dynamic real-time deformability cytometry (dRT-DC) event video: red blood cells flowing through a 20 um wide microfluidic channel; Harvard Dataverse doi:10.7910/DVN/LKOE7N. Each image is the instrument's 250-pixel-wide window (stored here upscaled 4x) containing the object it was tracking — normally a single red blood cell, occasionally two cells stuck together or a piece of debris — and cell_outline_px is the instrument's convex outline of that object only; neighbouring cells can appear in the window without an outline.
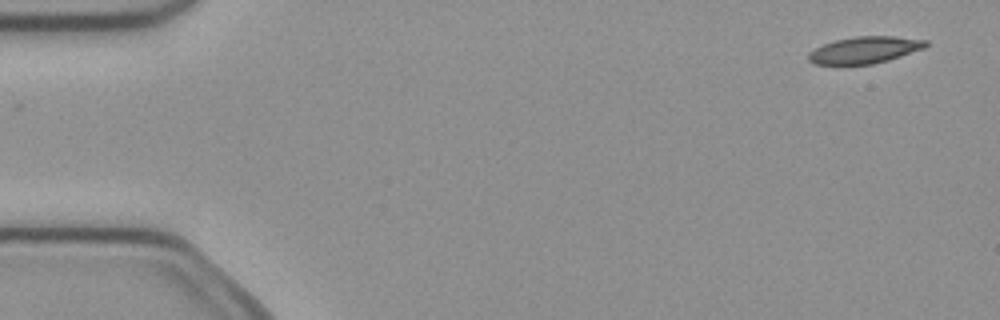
{"species": "common noctule bat (a hibernating species)", "species_latin": "Nyctalus noctula", "temperature_condition": "cold", "stored_images_in_passage": 4, "camera_frame_rate_fps": 3000, "um_per_image_px": 0.085, "animal": {"sex": "female", "body_mass_g": 21.9}, "frame": {"image": 1, "passage_image": 4, "time_ms": 1.0, "image_size_px": [1000, 320], "cell_outline_px": [[928, 44], [924, 48], [888, 60], [872, 64], [812, 64], [808, 60], [808, 52], [824, 44], [836, 40], [856, 36], [892, 36], [928, 40]], "centroid_in_image_um": [73.49, 4.24], "position_along_channel_um": 11.5, "area_um2": 18.15}}